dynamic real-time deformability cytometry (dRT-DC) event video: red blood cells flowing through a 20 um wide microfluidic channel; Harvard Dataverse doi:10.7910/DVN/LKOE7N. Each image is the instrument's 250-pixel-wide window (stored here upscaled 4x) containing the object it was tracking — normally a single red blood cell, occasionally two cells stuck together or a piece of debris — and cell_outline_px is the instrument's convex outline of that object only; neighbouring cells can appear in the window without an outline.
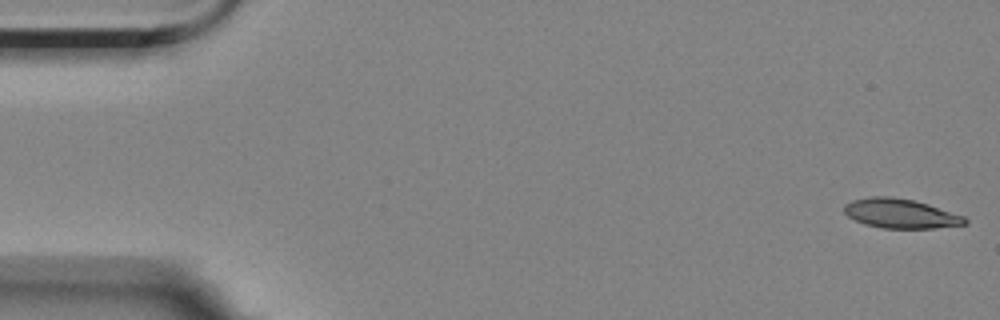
{"species": "Egyptian fruit bat (a non-hibernating species)", "species_latin": "Rousettus aegyptiacus", "temperature_condition": "room temperature", "stored_images_in_passage": 6, "camera_frame_rate_fps": 3000, "um_per_image_px": 0.085, "animal": {"sex": "female"}, "frame": {"image": 1, "passage_image": 1, "time_ms": 0.0, "image_size_px": [1000, 320], "cell_outline_px": [[968, 224], [932, 228], [880, 228], [864, 224], [848, 216], [844, 212], [844, 204], [852, 200], [872, 196], [892, 196], [912, 200], [928, 204], [964, 216], [968, 220]], "centroid_in_image_um": [76.54, 18.15], "position_along_channel_um": 8.5, "area_um2": 20.69}}
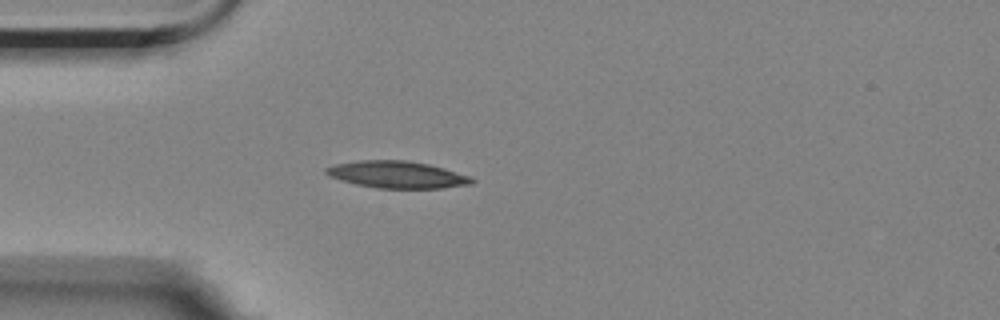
{"frame": {"image": 2, "passage_image": 5, "time_ms": 4.667, "image_size_px": [1000, 320], "cell_outline_px": [[476, 180], [472, 184], [440, 188], [376, 188], [356, 184], [328, 176], [324, 172], [324, 168], [336, 164], [356, 160], [404, 160], [428, 164], [444, 168], [472, 176]], "centroid_in_image_um": [33.76, 14.84], "position_along_channel_um": 51.2, "area_um2": 23.0}}